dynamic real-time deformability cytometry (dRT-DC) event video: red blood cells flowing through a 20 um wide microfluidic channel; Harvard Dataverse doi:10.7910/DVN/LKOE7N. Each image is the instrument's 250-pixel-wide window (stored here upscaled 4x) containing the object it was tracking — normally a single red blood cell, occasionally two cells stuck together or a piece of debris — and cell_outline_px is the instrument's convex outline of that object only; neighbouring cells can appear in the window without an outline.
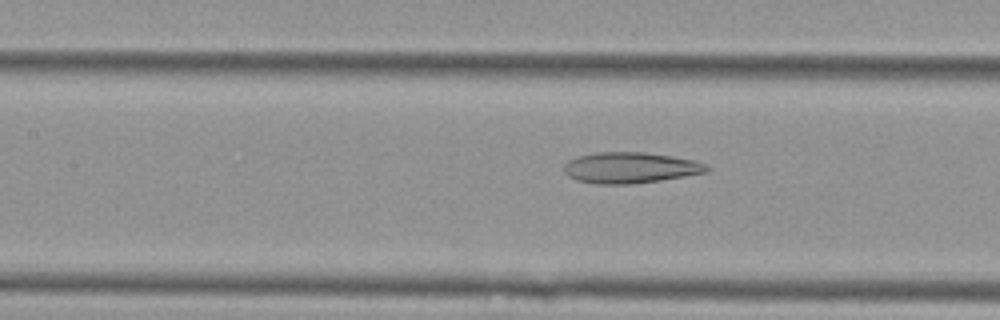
{"species": "Egyptian fruit bat (a non-hibernating species)", "species_latin": "Rousettus aegyptiacus", "temperature_condition": "cold", "stored_images_in_passage": 43, "camera_frame_rate_fps": 3000, "um_per_image_px": 0.085, "animal": {"sex": "female"}, "frame": {"image": 1, "passage_image": 14, "time_ms": 4.333, "image_size_px": [1000, 320], "cell_outline_px": [[712, 168], [708, 172], [660, 180], [632, 184], [596, 184], [576, 180], [568, 176], [564, 172], [564, 164], [568, 160], [576, 156], [596, 152], [644, 152], [672, 156], [696, 160], [708, 164]], "centroid_in_image_um": [53.59, 14.25], "position_along_channel_um": 153.8, "area_um2": 26.07}}
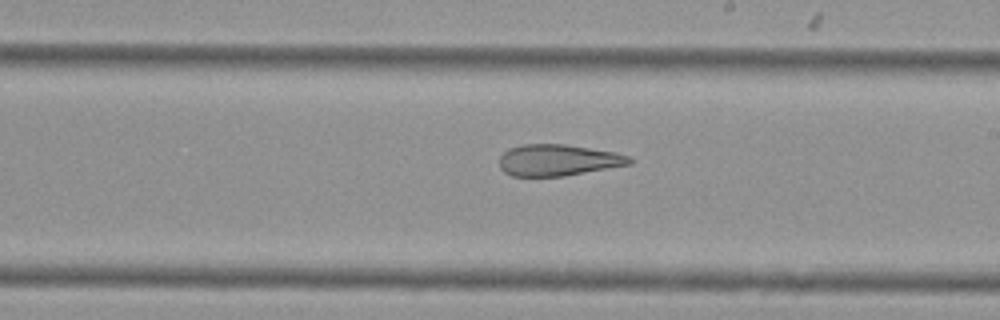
{"frame": {"image": 2, "passage_image": 21, "time_ms": 6.667, "image_size_px": [1000, 320], "cell_outline_px": [[632, 164], [564, 176], [512, 176], [504, 172], [500, 168], [500, 156], [508, 148], [524, 144], [568, 144], [616, 152], [628, 156], [632, 160]], "centroid_in_image_um": [47.43, 13.6], "position_along_channel_um": 241.6, "area_um2": 23.93}}
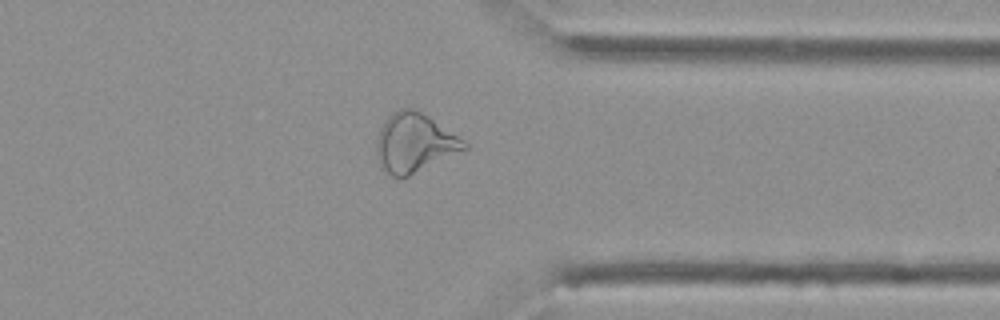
{"frame": {"image": 3, "passage_image": 32, "time_ms": 10.333, "image_size_px": [1000, 320], "cell_outline_px": [[468, 148], [408, 176], [392, 176], [380, 168], [376, 156], [376, 140], [380, 128], [388, 116], [392, 112], [400, 108], [416, 108], [464, 140], [468, 144]], "centroid_in_image_um": [35.19, 12.13], "position_along_channel_um": 376.2, "area_um2": 30.0}, "authors_computed_cell_mechanics": {"area_um2": 28.3798, "velocity_mm_per_s": 3.782, "shape_relaxation_time_tau1_ms": null, "shape_relaxation_time_tau2_ms": 4.0467, "deformation_change_tau1": null, "deformation_change_tau2": 0.1541}}